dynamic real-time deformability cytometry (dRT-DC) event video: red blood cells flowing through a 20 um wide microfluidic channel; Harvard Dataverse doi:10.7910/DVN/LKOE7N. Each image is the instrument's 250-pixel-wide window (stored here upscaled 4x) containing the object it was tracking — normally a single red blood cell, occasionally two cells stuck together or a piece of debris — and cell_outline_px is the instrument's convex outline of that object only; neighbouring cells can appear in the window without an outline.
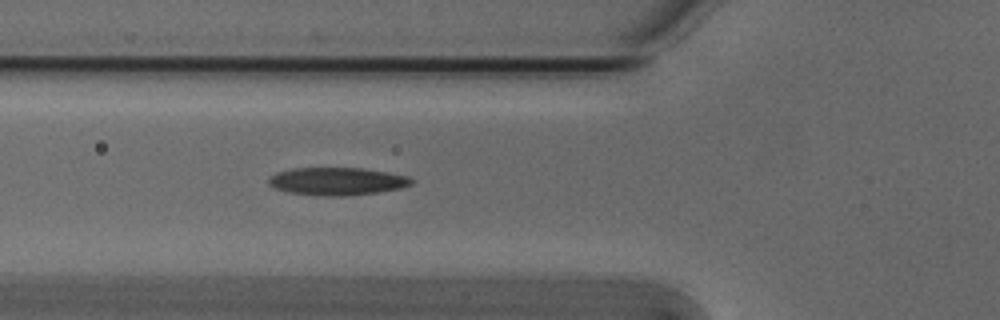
{"species": "Egyptian fruit bat (a non-hibernating species)", "species_latin": "Rousettus aegyptiacus", "temperature_condition": "cold", "stored_images_in_passage": 30, "camera_frame_rate_fps": 3000, "um_per_image_px": 0.085, "animal": {"sex": "male"}, "frame": {"image": 1, "passage_image": 3, "time_ms": 0.667, "image_size_px": [1000, 320], "cell_outline_px": [[416, 180], [412, 184], [400, 188], [376, 192], [344, 196], [324, 196], [288, 192], [276, 188], [268, 184], [268, 180], [276, 172], [292, 168], [360, 168], [408, 176]], "centroid_in_image_um": [28.65, 15.41], "position_along_channel_um": 97.2, "area_um2": 22.89}}
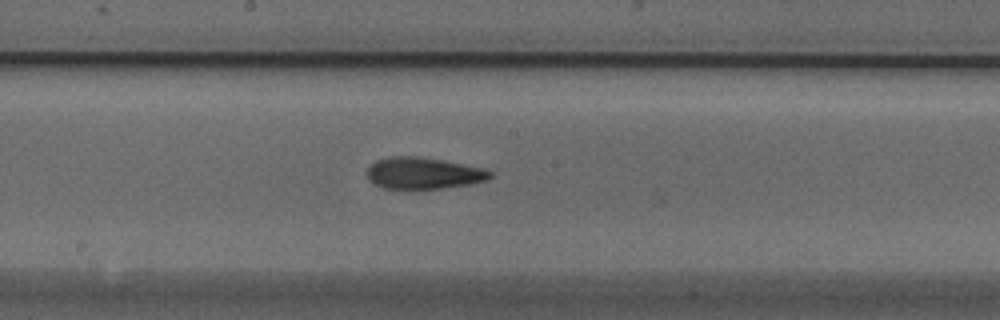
{"frame": {"image": 2, "passage_image": 12, "time_ms": 3.667, "image_size_px": [1000, 320], "cell_outline_px": [[492, 176], [488, 180], [472, 184], [440, 188], [384, 188], [368, 180], [368, 168], [376, 160], [388, 156], [416, 156], [444, 160], [484, 168], [492, 172]], "centroid_in_image_um": [36.02, 14.71], "position_along_channel_um": 212.2, "area_um2": 22.6}}
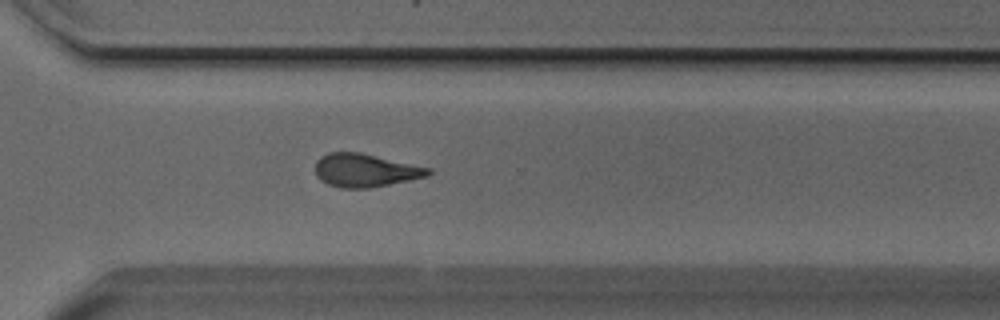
{"frame": {"image": 3, "passage_image": 22, "time_ms": 7.0, "image_size_px": [1000, 320], "cell_outline_px": [[432, 172], [428, 176], [368, 188], [340, 188], [328, 184], [320, 180], [316, 176], [316, 160], [320, 156], [328, 152], [360, 152], [432, 168]], "centroid_in_image_um": [31.03, 14.47], "position_along_channel_um": 339.6, "area_um2": 21.91}, "authors_computed_cell_mechanics": {"area_um2": 22.4264, "velocity_mm_per_s": 3.8287, "shape_relaxation_time_tau1_ms": 7.9784, "shape_relaxation_time_tau2_ms": 7.4768, "deformation_change_tau1": 0.2062, "deformation_change_tau2": 0.1814}}